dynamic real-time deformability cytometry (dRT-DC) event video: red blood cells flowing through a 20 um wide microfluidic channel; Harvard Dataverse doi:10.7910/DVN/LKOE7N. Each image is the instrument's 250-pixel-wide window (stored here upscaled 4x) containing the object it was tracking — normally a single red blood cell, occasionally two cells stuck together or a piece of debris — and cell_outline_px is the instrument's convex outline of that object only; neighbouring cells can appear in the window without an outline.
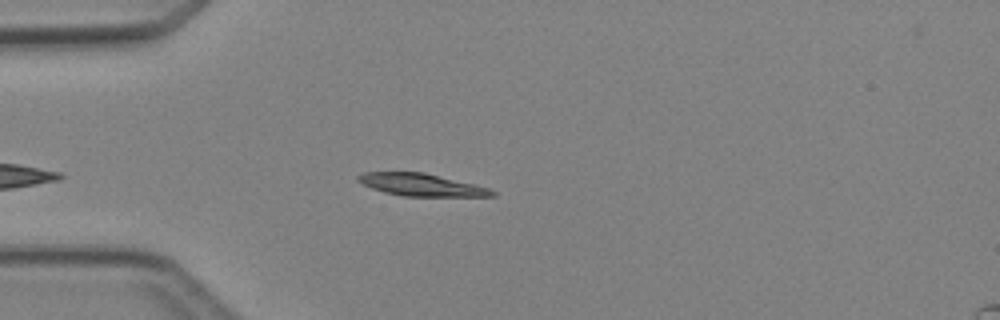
{"species": "Egyptian fruit bat (a non-hibernating species)", "species_latin": "Rousettus aegyptiacus", "temperature_condition": "cold", "stored_images_in_passage": 4, "camera_frame_rate_fps": 3000, "um_per_image_px": 0.085, "animal": {"sex": "female"}, "frame": {"image": 1, "passage_image": 4, "time_ms": 4.333, "image_size_px": [1000, 320], "cell_outline_px": [[496, 196], [404, 196], [384, 192], [372, 188], [356, 180], [356, 176], [364, 172], [424, 172], [488, 188], [496, 192]], "centroid_in_image_um": [35.77, 15.71], "position_along_channel_um": 49.2, "area_um2": 17.22}}